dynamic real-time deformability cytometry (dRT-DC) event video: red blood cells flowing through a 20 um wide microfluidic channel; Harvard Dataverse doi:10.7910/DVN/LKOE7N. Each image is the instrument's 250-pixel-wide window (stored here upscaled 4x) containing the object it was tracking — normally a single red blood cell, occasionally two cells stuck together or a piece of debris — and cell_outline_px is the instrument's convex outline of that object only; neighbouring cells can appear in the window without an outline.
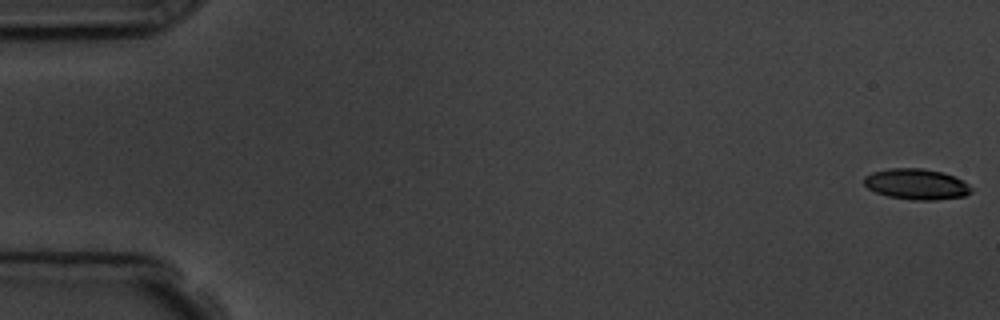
{"species": "common noctule bat (a hibernating species)", "species_latin": "Nyctalus noctula", "temperature_condition": "room temperature", "stored_images_in_passage": 8, "camera_frame_rate_fps": 3000, "um_per_image_px": 0.085, "animal": {"sex": "male", "body_mass_g": 19.5, "forearm_length_mm": 54.6}, "frame": {"image": 1, "passage_image": 1, "time_ms": 0.0, "image_size_px": [1000, 320], "cell_outline_px": [[972, 192], [964, 196], [936, 200], [912, 200], [888, 196], [876, 192], [868, 188], [864, 184], [864, 176], [872, 172], [888, 168], [924, 168], [944, 172], [968, 184], [972, 188]], "centroid_in_image_um": [77.88, 15.65], "position_along_channel_um": 7.1, "area_um2": 19.25}}
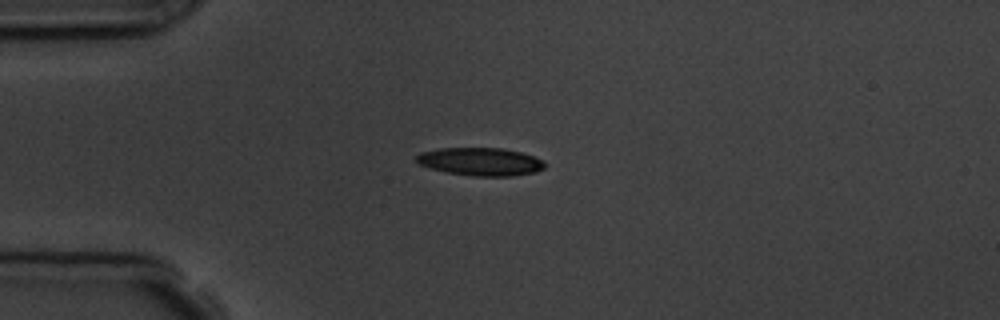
{"frame": {"image": 2, "passage_image": 5, "time_ms": 4.333, "image_size_px": [1000, 320], "cell_outline_px": [[544, 168], [536, 172], [512, 176], [472, 176], [448, 172], [432, 168], [420, 164], [416, 160], [416, 156], [420, 152], [440, 148], [500, 148], [520, 152], [544, 160]], "centroid_in_image_um": [40.85, 13.74], "position_along_channel_um": 44.1, "area_um2": 20.75}}
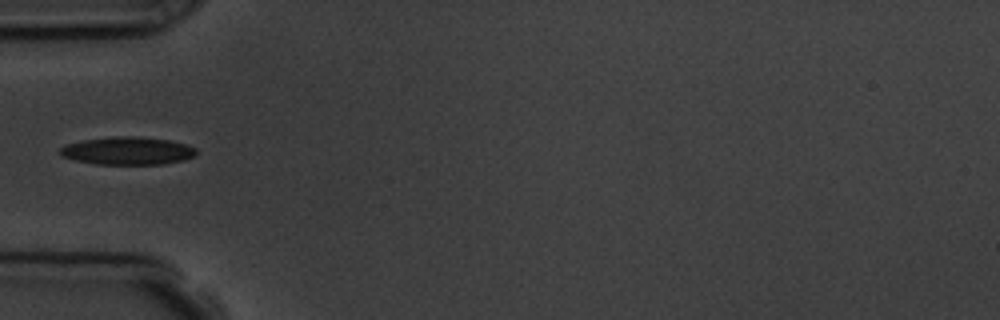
{"frame": {"image": 3, "passage_image": 6, "time_ms": 5.667, "image_size_px": [1000, 320], "cell_outline_px": [[196, 156], [184, 160], [164, 164], [96, 164], [76, 160], [60, 156], [60, 148], [68, 144], [84, 140], [112, 136], [136, 136], [168, 140], [184, 144], [196, 148]], "centroid_in_image_um": [10.86, 12.82], "position_along_channel_um": 74.1, "area_um2": 22.02}}